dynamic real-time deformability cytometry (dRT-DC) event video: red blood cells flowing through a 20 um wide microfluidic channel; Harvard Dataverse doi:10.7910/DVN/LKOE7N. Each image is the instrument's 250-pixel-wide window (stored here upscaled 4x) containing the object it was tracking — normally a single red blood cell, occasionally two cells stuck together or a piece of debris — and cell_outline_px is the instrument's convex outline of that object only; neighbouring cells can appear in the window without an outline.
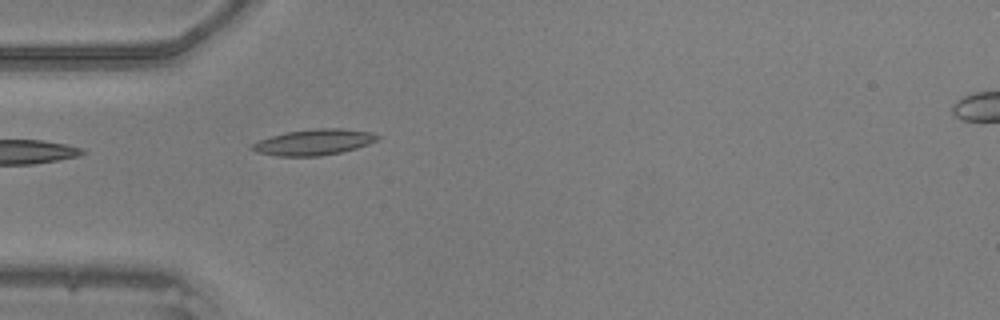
{"species": "common noctule bat (a hibernating species)", "species_latin": "Nyctalus noctula", "temperature_condition": "warm", "stored_images_in_passage": 35, "camera_frame_rate_fps": 3000, "um_per_image_px": 0.085, "animal": {"sex": "male", "body_mass_g": 20.5, "forearm_length_mm": 52.5}, "frame": {"image": 1, "passage_image": 1, "time_ms": 0.0, "image_size_px": [1000, 320], "cell_outline_px": [[380, 136], [376, 140], [368, 144], [356, 148], [340, 152], [320, 156], [276, 156], [256, 152], [248, 148], [252, 144], [260, 140], [272, 136], [288, 132], [316, 128], [340, 128], [372, 132]], "centroid_in_image_um": [26.66, 12.09], "position_along_channel_um": 58.3, "area_um2": 18.79}}
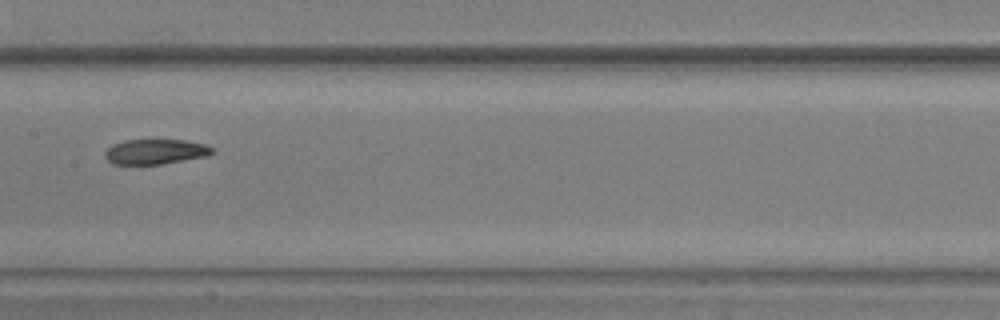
{"frame": {"image": 2, "passage_image": 11, "time_ms": 3.333, "image_size_px": [1000, 320], "cell_outline_px": [[216, 152], [208, 156], [160, 164], [112, 164], [104, 156], [104, 152], [112, 144], [124, 140], [184, 140], [204, 144], [216, 148]], "centroid_in_image_um": [13.24, 12.89], "position_along_channel_um": 194.2, "area_um2": 15.78}}
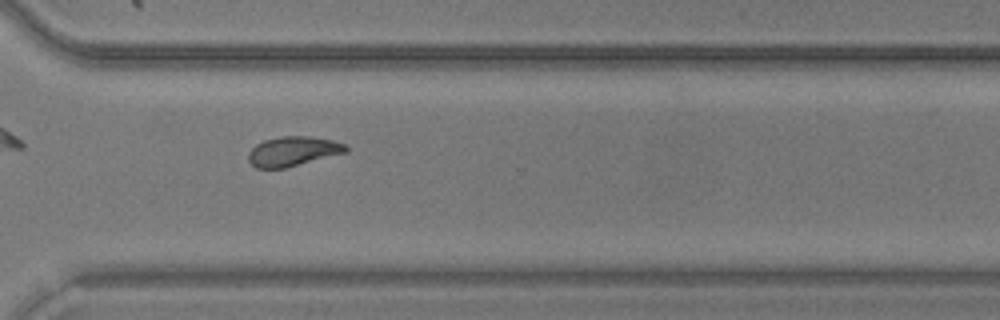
{"frame": {"image": 3, "passage_image": 22, "time_ms": 7.0, "image_size_px": [1000, 320], "cell_outline_px": [[348, 152], [284, 168], [256, 168], [248, 160], [248, 152], [256, 144], [264, 140], [280, 136], [308, 136], [332, 140], [344, 144], [348, 148]], "centroid_in_image_um": [24.89, 12.85], "position_along_channel_um": 345.7, "area_um2": 16.76}}